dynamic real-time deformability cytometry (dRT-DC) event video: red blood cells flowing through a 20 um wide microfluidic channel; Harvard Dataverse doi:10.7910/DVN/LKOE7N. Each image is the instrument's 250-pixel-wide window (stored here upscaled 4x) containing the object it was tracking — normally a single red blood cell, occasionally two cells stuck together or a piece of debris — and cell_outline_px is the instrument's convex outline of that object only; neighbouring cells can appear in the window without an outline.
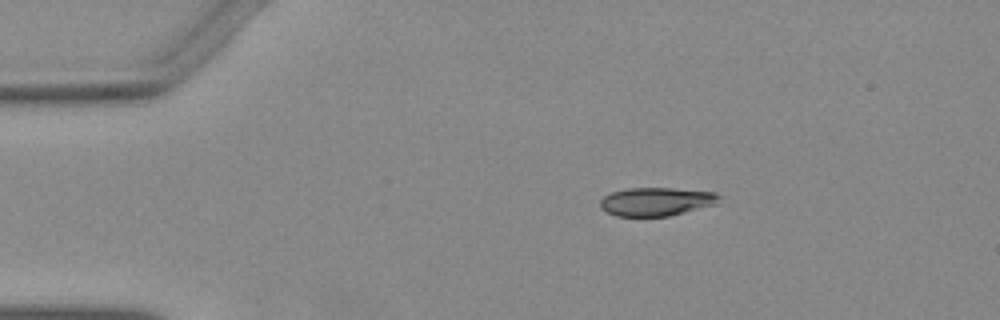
{"species": "Egyptian fruit bat (a non-hibernating species)", "species_latin": "Rousettus aegyptiacus", "temperature_condition": "warm", "stored_images_in_passage": 44, "camera_frame_rate_fps": 3000, "um_per_image_px": 0.085, "animal": {"sex": "female"}, "frame": {"image": 1, "passage_image": 1, "time_ms": 0.0, "image_size_px": [1000, 320], "cell_outline_px": [[720, 196], [716, 204], [668, 216], [616, 216], [608, 212], [600, 204], [600, 200], [604, 196], [612, 192], [628, 188], [672, 188], [716, 192]], "centroid_in_image_um": [55.8, 17.13], "position_along_channel_um": 29.2, "area_um2": 19.48}}
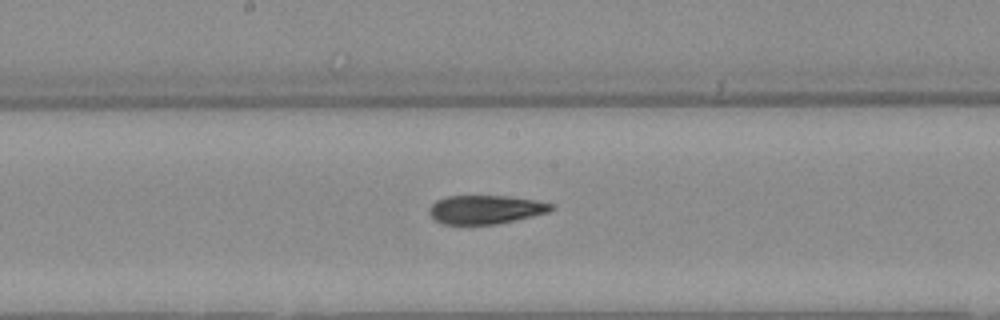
{"frame": {"image": 2, "passage_image": 19, "time_ms": 6.0, "image_size_px": [1000, 320], "cell_outline_px": [[552, 208], [548, 212], [532, 216], [496, 224], [440, 224], [428, 212], [432, 204], [436, 200], [448, 196], [504, 196], [536, 200], [552, 204]], "centroid_in_image_um": [41.23, 17.81], "position_along_channel_um": 207.0, "area_um2": 20.11}}
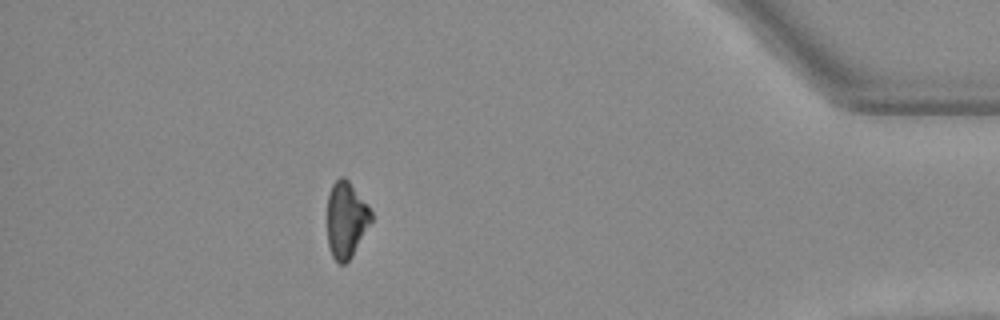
{"frame": {"image": 3, "passage_image": 38, "time_ms": 12.333, "image_size_px": [1000, 320], "cell_outline_px": [[372, 220], [352, 256], [344, 264], [340, 264], [332, 256], [328, 244], [328, 196], [332, 184], [340, 176], [344, 176], [348, 180], [368, 204], [372, 212]], "centroid_in_image_um": [29.43, 18.66], "position_along_channel_um": 405.8, "area_um2": 19.42}}